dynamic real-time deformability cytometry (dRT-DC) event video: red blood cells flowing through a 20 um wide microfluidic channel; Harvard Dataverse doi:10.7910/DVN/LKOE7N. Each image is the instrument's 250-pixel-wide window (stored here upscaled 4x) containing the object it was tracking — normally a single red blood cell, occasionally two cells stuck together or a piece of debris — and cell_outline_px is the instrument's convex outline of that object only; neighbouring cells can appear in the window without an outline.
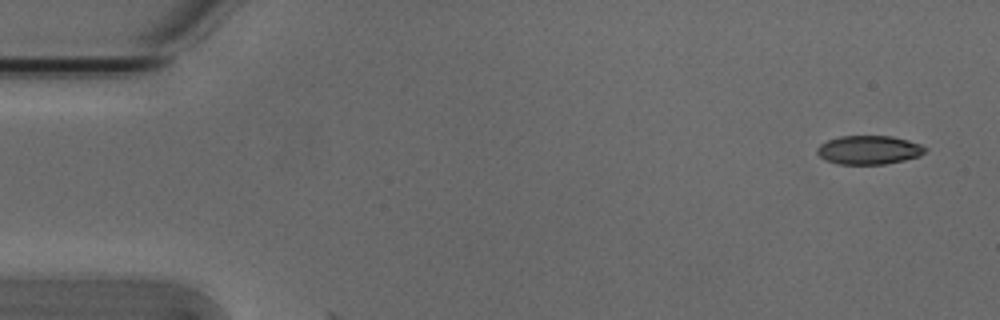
{"species": "Egyptian fruit bat (a non-hibernating species)", "species_latin": "Rousettus aegyptiacus", "temperature_condition": "cold", "stored_images_in_passage": 4, "camera_frame_rate_fps": 3000, "um_per_image_px": 0.085, "animal": {"sex": "male"}, "frame": {"image": 1, "passage_image": 1, "time_ms": 0.0, "image_size_px": [1000, 320], "cell_outline_px": [[928, 148], [920, 156], [904, 160], [884, 164], [840, 164], [824, 160], [816, 152], [816, 148], [820, 144], [828, 140], [840, 136], [892, 136], [908, 140], [920, 144]], "centroid_in_image_um": [73.85, 12.74], "position_along_channel_um": 11.2, "area_um2": 18.15}}